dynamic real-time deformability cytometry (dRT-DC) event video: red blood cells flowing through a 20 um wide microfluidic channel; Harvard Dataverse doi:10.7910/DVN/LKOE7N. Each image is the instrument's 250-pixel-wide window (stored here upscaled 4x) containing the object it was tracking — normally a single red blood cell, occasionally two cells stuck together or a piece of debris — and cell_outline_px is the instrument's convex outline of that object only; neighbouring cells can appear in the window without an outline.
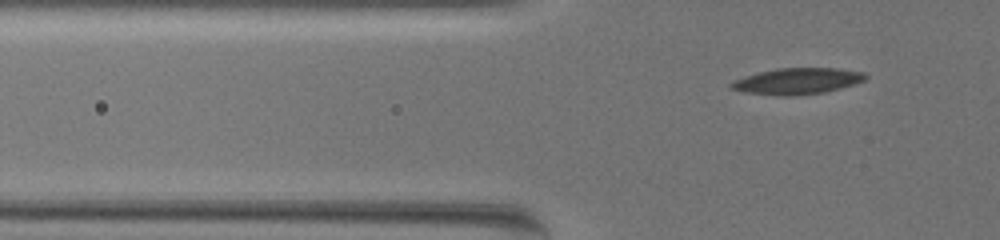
{"species": "common noctule bat (a hibernating species)", "species_latin": "Nyctalus noctula", "temperature_condition": "warm", "stored_images_in_passage": 53, "camera_frame_rate_fps": 3000, "um_per_image_px": 0.085, "animal": {"sex": "female", "body_mass_g": 19.5, "forearm_length_mm": 54.1}, "frame": {"image": 1, "passage_image": 11, "time_ms": 3.333, "image_size_px": [1000, 240], "cell_outline_px": [[868, 76], [864, 80], [840, 88], [824, 92], [788, 96], [784, 96], [748, 92], [732, 88], [728, 84], [732, 80], [744, 76], [776, 68], [836, 68], [864, 72]], "centroid_in_image_um": [67.76, 6.88], "position_along_channel_um": 58.0, "area_um2": 20.23}}
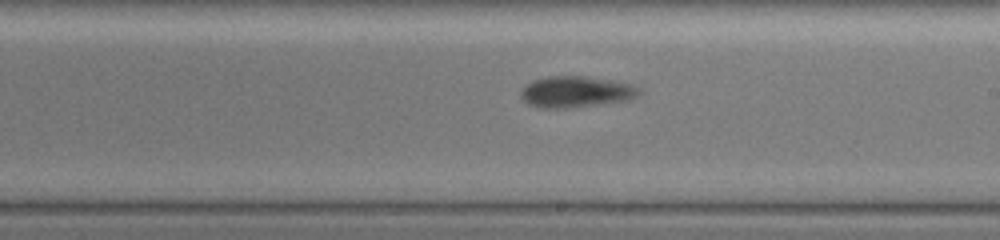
{"frame": {"image": 2, "passage_image": 29, "time_ms": 9.333, "image_size_px": [1000, 240], "cell_outline_px": [[640, 92], [636, 96], [628, 100], [564, 108], [540, 108], [528, 104], [520, 96], [520, 92], [532, 80], [552, 76], [584, 76], [632, 84], [640, 88]], "centroid_in_image_um": [48.93, 7.8], "position_along_channel_um": 240.1, "area_um2": 21.15}}
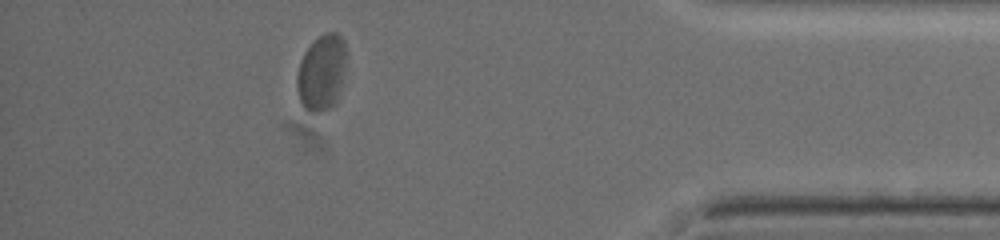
{"frame": {"image": 3, "passage_image": 47, "time_ms": 15.333, "image_size_px": [1000, 240], "cell_outline_px": [[348, 56], [336, 100], [328, 108], [320, 112], [308, 112], [304, 108], [300, 100], [296, 84], [296, 76], [300, 60], [304, 52], [324, 32], [336, 32], [344, 40], [348, 52]], "centroid_in_image_um": [27.34, 6.13], "position_along_channel_um": 407.9, "area_um2": 21.85}, "authors_computed_cell_mechanics": {"area_um2": 21.0392, "velocity_mm_per_s": 3.3352, "shape_relaxation_time_tau1_ms": 4.8079, "shape_relaxation_time_tau2_ms": 1.2872, "deformation_change_tau1": 0.115, "deformation_change_tau2": 0.0595}}